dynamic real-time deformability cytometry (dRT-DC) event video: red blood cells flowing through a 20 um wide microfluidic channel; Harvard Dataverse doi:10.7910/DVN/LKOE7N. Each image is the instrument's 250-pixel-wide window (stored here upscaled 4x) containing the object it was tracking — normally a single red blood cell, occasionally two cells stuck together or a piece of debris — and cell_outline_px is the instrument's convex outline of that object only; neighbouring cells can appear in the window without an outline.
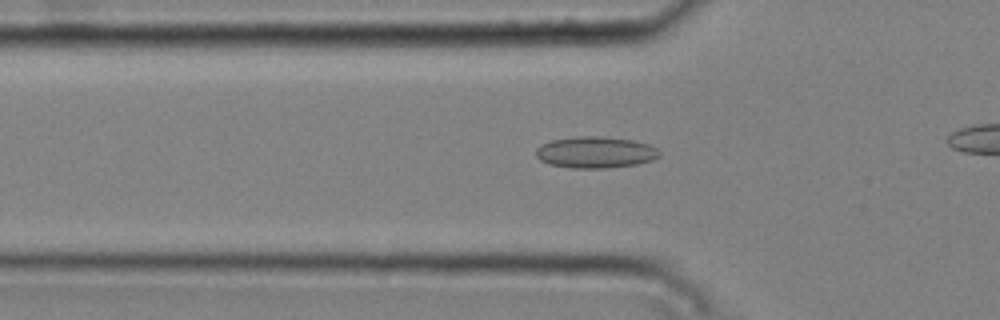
{"species": "common noctule bat (a hibernating species)", "species_latin": "Nyctalus noctula", "temperature_condition": "cold", "stored_images_in_passage": 29, "camera_frame_rate_fps": 3000, "um_per_image_px": 0.085, "animal": {"sex": "male", "body_mass_g": 20.4}, "frame": {"image": 1, "passage_image": 3, "time_ms": 0.667, "image_size_px": [1000, 320], "cell_outline_px": [[660, 156], [652, 160], [636, 164], [604, 168], [572, 168], [548, 164], [540, 160], [536, 156], [536, 148], [540, 144], [552, 140], [580, 136], [596, 136], [632, 140], [648, 144], [656, 148], [660, 152]], "centroid_in_image_um": [50.58, 12.95], "position_along_channel_um": 75.2, "area_um2": 22.54}}
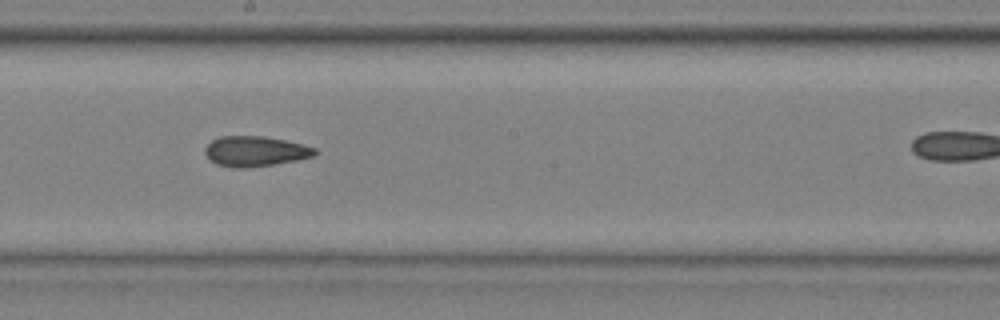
{"frame": {"image": 2, "passage_image": 15, "time_ms": 4.667, "image_size_px": [1000, 320], "cell_outline_px": [[320, 152], [316, 156], [296, 160], [248, 168], [232, 168], [216, 164], [204, 152], [204, 148], [212, 140], [220, 136], [264, 136], [284, 140], [316, 148]], "centroid_in_image_um": [21.71, 12.86], "position_along_channel_um": 226.5, "area_um2": 19.36}}
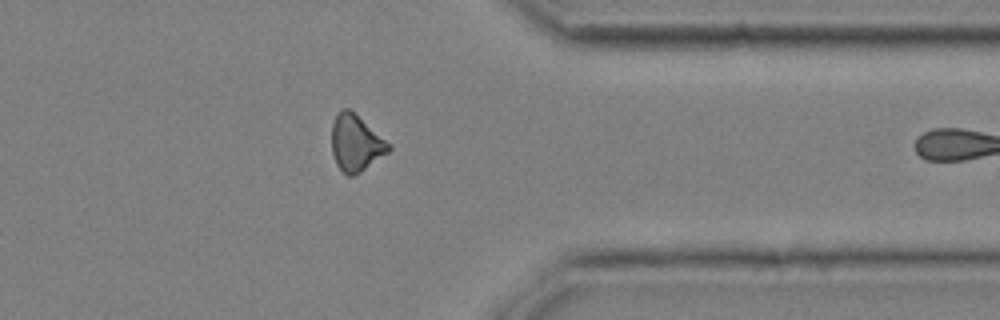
{"frame": {"image": 3, "passage_image": 28, "time_ms": 9.0, "image_size_px": [1000, 320], "cell_outline_px": [[392, 148], [388, 152], [360, 172], [352, 176], [348, 176], [336, 164], [332, 152], [332, 124], [340, 108], [348, 108], [392, 144]], "centroid_in_image_um": [30.25, 12.15], "position_along_channel_um": 381.1, "area_um2": 18.55}}